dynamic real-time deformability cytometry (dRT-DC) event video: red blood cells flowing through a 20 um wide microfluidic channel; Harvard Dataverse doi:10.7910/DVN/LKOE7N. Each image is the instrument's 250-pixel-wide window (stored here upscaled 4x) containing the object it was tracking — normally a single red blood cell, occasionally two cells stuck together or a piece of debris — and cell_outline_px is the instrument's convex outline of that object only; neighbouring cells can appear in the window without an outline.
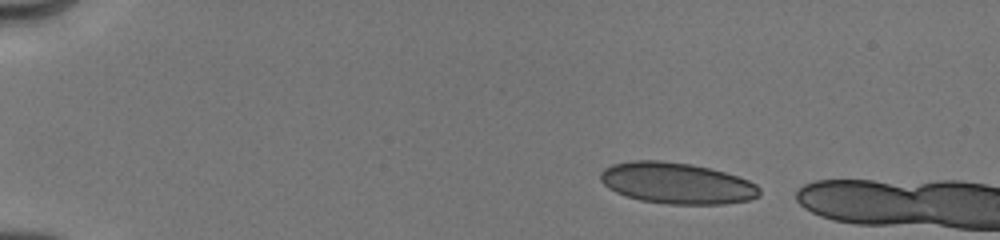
{"species": "human", "species_latin": "Homo sapiens", "temperature_condition": "cold", "stored_images_in_passage": 5, "camera_frame_rate_fps": 3000, "um_per_image_px": 0.085, "donor": {"sex": "male"}, "frame": {"image": 1, "passage_image": 1, "time_ms": 0.0, "image_size_px": [1000, 240], "cell_outline_px": [[760, 196], [748, 200], [724, 204], [668, 204], [640, 200], [616, 192], [608, 188], [600, 180], [600, 172], [604, 168], [612, 164], [632, 160], [660, 160], [692, 164], [724, 172], [748, 180], [756, 184], [760, 188]], "centroid_in_image_um": [57.51, 15.57], "position_along_channel_um": 27.5, "area_um2": 38.21}}